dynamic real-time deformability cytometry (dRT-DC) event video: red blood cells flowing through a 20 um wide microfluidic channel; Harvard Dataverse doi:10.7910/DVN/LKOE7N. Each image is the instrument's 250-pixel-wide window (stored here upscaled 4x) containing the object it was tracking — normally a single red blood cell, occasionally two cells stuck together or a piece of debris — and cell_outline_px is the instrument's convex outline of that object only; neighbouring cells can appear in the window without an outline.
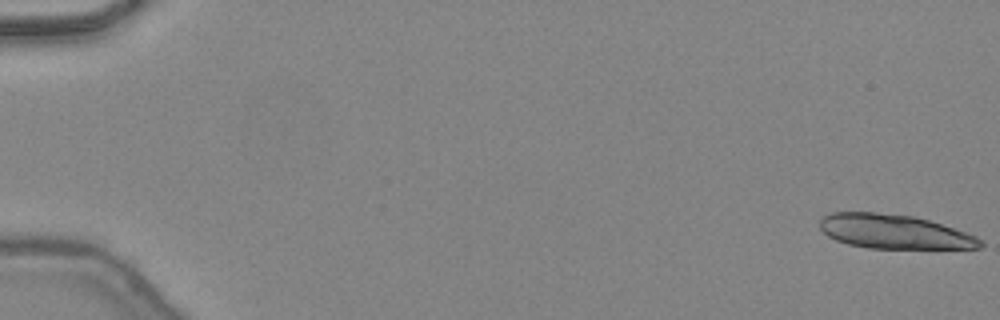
{"species": "common noctule bat (a hibernating species)", "species_latin": "Nyctalus noctula", "temperature_condition": "warm", "stored_images_in_passage": 20, "camera_frame_rate_fps": 3000, "um_per_image_px": 0.085, "animal": {"sex": "female", "body_mass_g": 24.6, "forearm_length_mm": 56.2}, "frame": {"image": 1, "passage_image": 1, "time_ms": 0.0, "image_size_px": [1000, 320], "cell_outline_px": [[984, 244], [980, 248], [868, 248], [848, 244], [836, 240], [828, 236], [820, 228], [820, 220], [824, 216], [832, 212], [876, 212], [912, 216], [928, 220], [976, 236]], "centroid_in_image_um": [75.97, 19.69], "position_along_channel_um": 9.0, "area_um2": 31.62}}
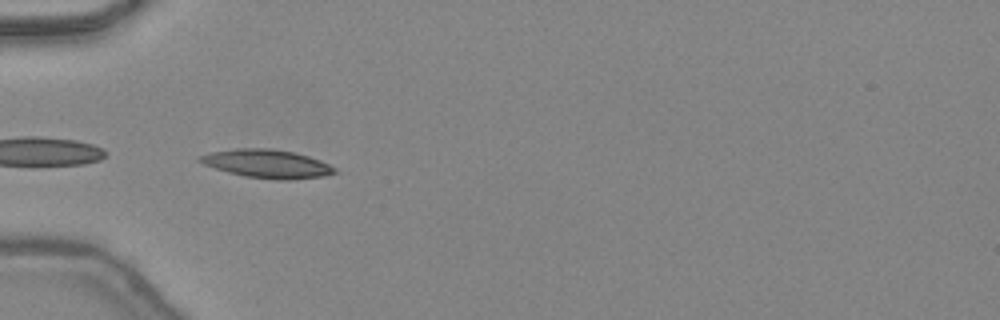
{"frame": {"image": 2, "passage_image": 17, "time_ms": 5.333, "image_size_px": [1000, 320], "cell_outline_px": [[340, 172], [324, 176], [288, 180], [276, 180], [244, 176], [228, 172], [204, 164], [196, 160], [200, 156], [212, 152], [236, 148], [272, 148], [296, 152], [320, 160], [336, 168]], "centroid_in_image_um": [22.74, 13.92], "position_along_channel_um": 62.3, "area_um2": 22.43}}